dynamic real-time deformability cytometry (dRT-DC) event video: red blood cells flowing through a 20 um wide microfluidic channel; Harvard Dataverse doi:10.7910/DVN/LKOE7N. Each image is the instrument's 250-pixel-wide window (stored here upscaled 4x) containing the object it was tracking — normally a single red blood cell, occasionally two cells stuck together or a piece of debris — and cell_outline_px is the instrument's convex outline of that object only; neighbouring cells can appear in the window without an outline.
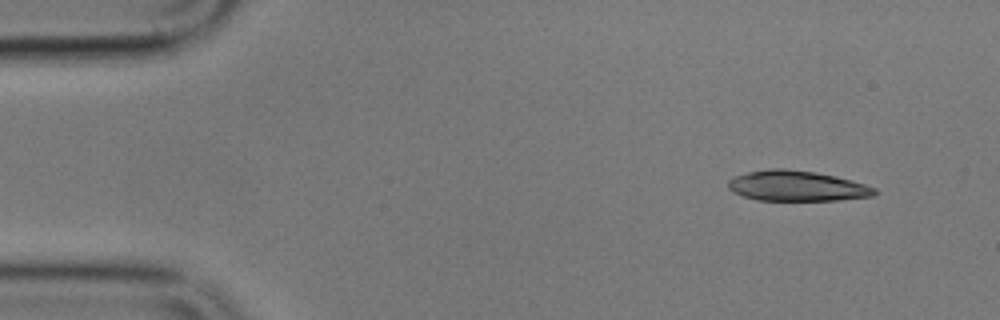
{"species": "common noctule bat (a hibernating species)", "species_latin": "Nyctalus noctula", "temperature_condition": "cold", "stored_images_in_passage": 4, "camera_frame_rate_fps": 3000, "um_per_image_px": 0.085, "animal": {"sex": "male", "body_mass_g": 17.9}, "frame": {"image": 1, "passage_image": 1, "time_ms": 0.0, "image_size_px": [1000, 320], "cell_outline_px": [[880, 192], [872, 196], [840, 200], [756, 200], [732, 192], [728, 188], [728, 180], [732, 176], [748, 172], [768, 168], [784, 168], [816, 172], [836, 176], [852, 180], [876, 188]], "centroid_in_image_um": [67.73, 15.8], "position_along_channel_um": 17.3, "area_um2": 26.18}}
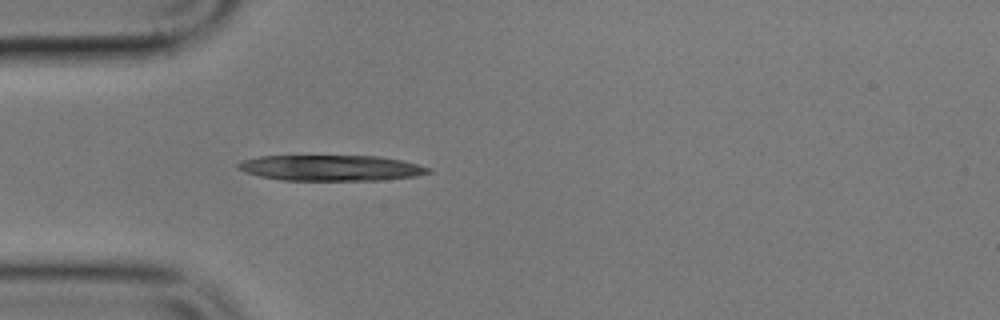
{"frame": {"image": 2, "passage_image": 4, "time_ms": 3.667, "image_size_px": [1000, 320], "cell_outline_px": [[432, 172], [416, 176], [384, 180], [280, 180], [260, 176], [244, 172], [236, 164], [240, 160], [260, 156], [380, 156], [400, 160], [432, 168]], "centroid_in_image_um": [28.14, 14.27], "position_along_channel_um": 56.9, "area_um2": 28.55}}